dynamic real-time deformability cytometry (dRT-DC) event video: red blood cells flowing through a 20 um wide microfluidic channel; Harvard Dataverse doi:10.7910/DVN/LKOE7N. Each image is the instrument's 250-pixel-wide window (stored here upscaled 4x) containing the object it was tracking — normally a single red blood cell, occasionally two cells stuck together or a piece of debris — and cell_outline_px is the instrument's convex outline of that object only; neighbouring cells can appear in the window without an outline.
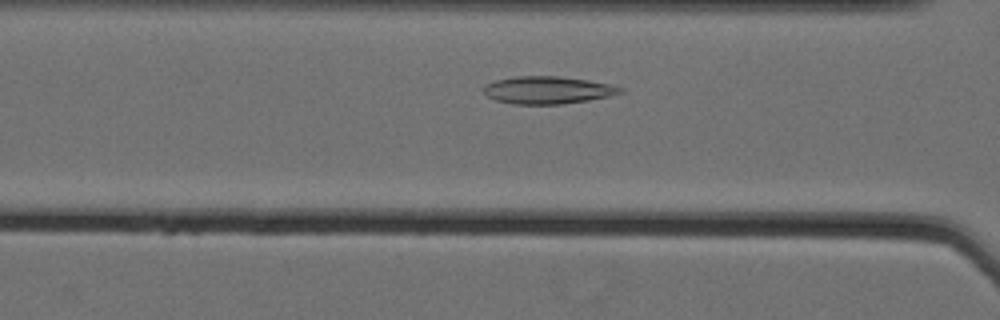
{"species": "Egyptian fruit bat (a non-hibernating species)", "species_latin": "Rousettus aegyptiacus", "temperature_condition": "cold", "stored_images_in_passage": 38, "camera_frame_rate_fps": 3000, "um_per_image_px": 0.085, "animal": {"sex": "female"}, "frame": {"image": 1, "passage_image": 12, "time_ms": 3.667, "image_size_px": [1000, 320], "cell_outline_px": [[624, 92], [608, 96], [588, 100], [560, 104], [512, 104], [496, 100], [488, 96], [480, 88], [484, 84], [496, 80], [516, 76], [560, 76], [588, 80], [608, 84], [624, 88]], "centroid_in_image_um": [46.51, 7.65], "position_along_channel_um": 120.1, "area_um2": 21.91}}
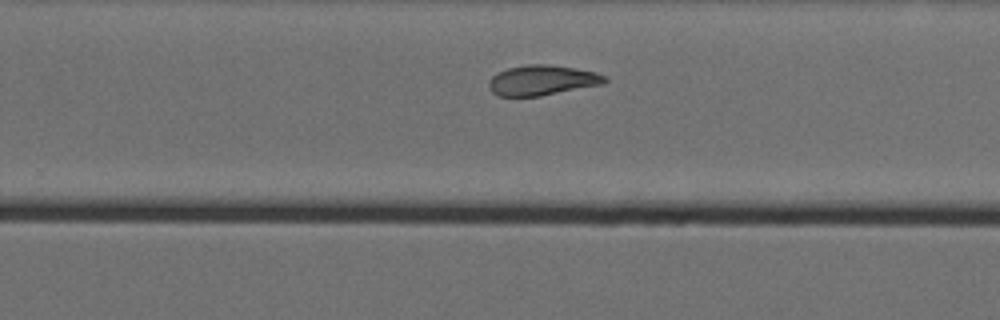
{"frame": {"image": 2, "passage_image": 26, "time_ms": 8.333, "image_size_px": [1000, 320], "cell_outline_px": [[608, 80], [604, 84], [540, 96], [496, 96], [488, 88], [488, 80], [496, 72], [508, 68], [528, 64], [548, 64], [596, 72], [604, 76]], "centroid_in_image_um": [46.03, 6.83], "position_along_channel_um": 283.8, "area_um2": 20.46}}
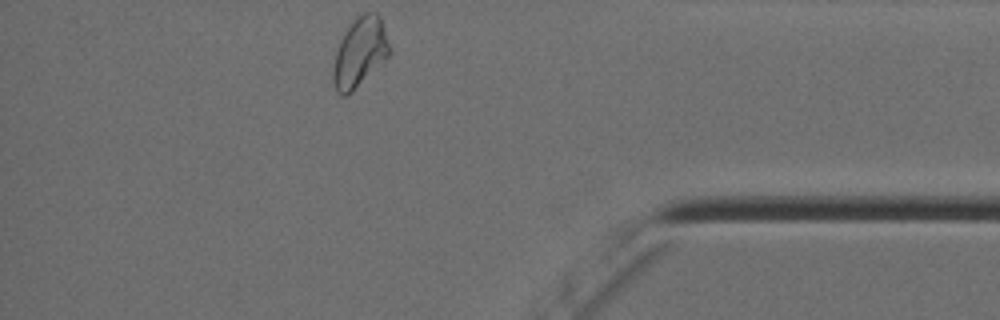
{"frame": {"image": 3, "passage_image": 38, "time_ms": 12.333, "image_size_px": [1000, 320], "cell_outline_px": [[392, 52], [348, 96], [344, 96], [336, 92], [332, 80], [332, 72], [336, 52], [340, 40], [352, 20], [356, 16], [364, 12], [376, 12], [380, 16], [392, 48]], "centroid_in_image_um": [30.59, 4.43], "position_along_channel_um": 404.6, "area_um2": 22.95}, "authors_computed_cell_mechanics": {"area_um2": 21.4438, "velocity_mm_per_s": 3.5107, "shape_relaxation_time_tau1_ms": null, "shape_relaxation_time_tau2_ms": 3.2042, "deformation_change_tau1": null, "deformation_change_tau2": 0.086}}